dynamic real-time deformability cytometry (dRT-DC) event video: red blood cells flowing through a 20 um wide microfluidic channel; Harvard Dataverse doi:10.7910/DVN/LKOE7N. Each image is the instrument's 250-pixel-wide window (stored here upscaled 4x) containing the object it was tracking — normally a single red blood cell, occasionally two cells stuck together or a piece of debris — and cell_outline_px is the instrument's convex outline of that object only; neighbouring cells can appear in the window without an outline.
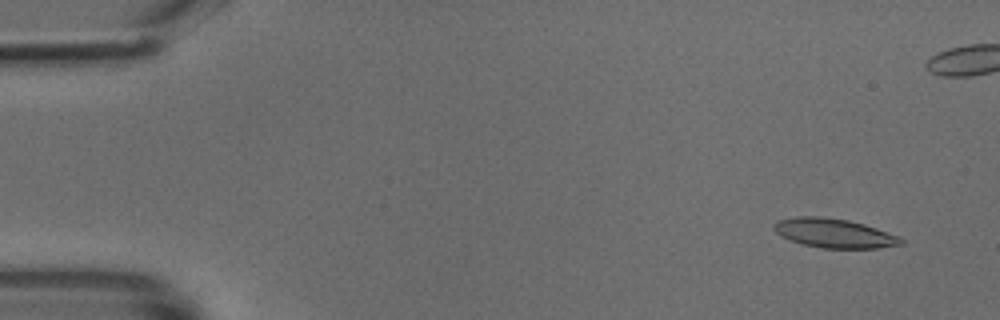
{"species": "common noctule bat (a hibernating species)", "species_latin": "Nyctalus noctula", "temperature_condition": "cold", "stored_images_in_passage": 50, "camera_frame_rate_fps": 3000, "um_per_image_px": 0.085, "animal": {"sex": "male", "body_mass_g": 18.8}, "frame": {"image": 1, "passage_image": 3, "time_ms": 0.667, "image_size_px": [1000, 320], "cell_outline_px": [[904, 244], [880, 248], [820, 248], [800, 244], [780, 236], [772, 228], [772, 224], [776, 220], [796, 216], [820, 216], [848, 220], [864, 224], [900, 236], [904, 240]], "centroid_in_image_um": [70.87, 19.82], "position_along_channel_um": 14.1, "area_um2": 21.96}}
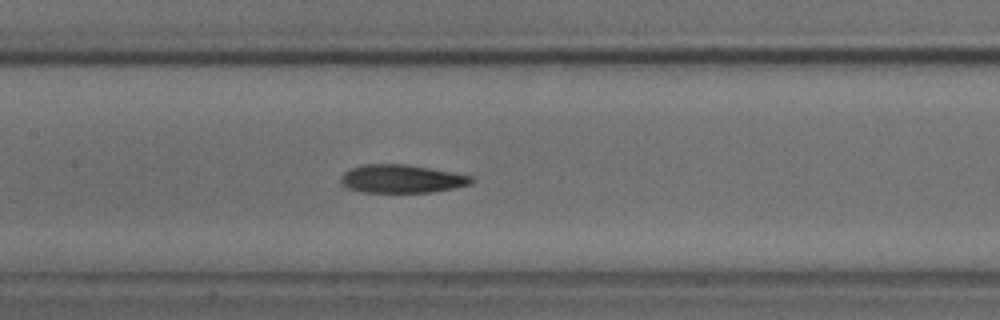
{"frame": {"image": 2, "passage_image": 23, "time_ms": 7.333, "image_size_px": [1000, 320], "cell_outline_px": [[476, 180], [472, 184], [432, 192], [364, 192], [348, 188], [340, 184], [340, 176], [344, 172], [352, 168], [364, 164], [404, 164], [452, 172], [472, 176]], "centroid_in_image_um": [34.13, 15.2], "position_along_channel_um": 173.3, "area_um2": 21.44}}
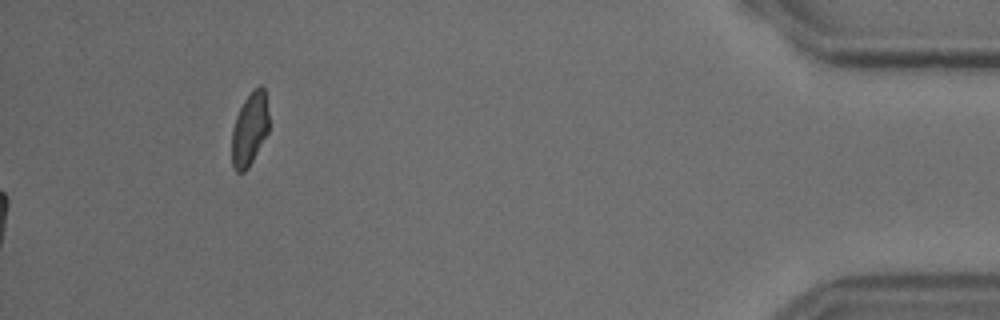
{"frame": {"image": 3, "passage_image": 50, "time_ms": 16.333, "image_size_px": [1000, 320], "cell_outline_px": [[268, 132], [248, 168], [244, 172], [236, 172], [232, 168], [232, 128], [236, 116], [244, 100], [252, 88], [260, 84], [264, 88], [268, 112]], "centroid_in_image_um": [21.21, 10.96], "position_along_channel_um": 414.0, "area_um2": 15.9}}